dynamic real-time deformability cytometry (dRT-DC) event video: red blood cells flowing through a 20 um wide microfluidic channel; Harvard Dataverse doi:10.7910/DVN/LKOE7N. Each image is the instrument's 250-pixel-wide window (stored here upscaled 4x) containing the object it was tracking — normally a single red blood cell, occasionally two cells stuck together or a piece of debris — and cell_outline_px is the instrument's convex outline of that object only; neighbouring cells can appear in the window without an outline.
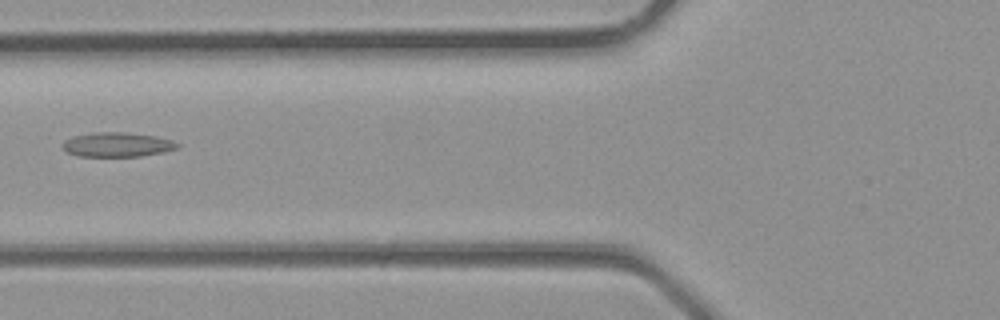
{"species": "common noctule bat (a hibernating species)", "species_latin": "Nyctalus noctula", "temperature_condition": "room temperature", "stored_images_in_passage": 3, "camera_frame_rate_fps": 3000, "um_per_image_px": 0.085, "animal": {"sex": "male", "body_mass_g": 23.1, "forearm_length_mm": 52.7}, "frame": {"image": 1, "passage_image": 3, "time_ms": 0.667, "image_size_px": [1000, 320], "cell_outline_px": [[180, 148], [140, 156], [76, 156], [68, 152], [64, 148], [64, 140], [72, 136], [92, 132], [124, 132], [152, 136], [172, 140], [180, 144]], "centroid_in_image_um": [9.95, 12.29], "position_along_channel_um": 115.8, "area_um2": 16.18}}